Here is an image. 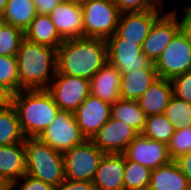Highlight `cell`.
<instances>
[{
    "label": "cell",
    "instance_id": "obj_1",
    "mask_svg": "<svg viewBox=\"0 0 191 190\" xmlns=\"http://www.w3.org/2000/svg\"><path fill=\"white\" fill-rule=\"evenodd\" d=\"M107 63V45L100 38L64 40L57 48V72L90 80Z\"/></svg>",
    "mask_w": 191,
    "mask_h": 190
},
{
    "label": "cell",
    "instance_id": "obj_2",
    "mask_svg": "<svg viewBox=\"0 0 191 190\" xmlns=\"http://www.w3.org/2000/svg\"><path fill=\"white\" fill-rule=\"evenodd\" d=\"M19 91L47 89L57 72V49L24 38L16 53Z\"/></svg>",
    "mask_w": 191,
    "mask_h": 190
},
{
    "label": "cell",
    "instance_id": "obj_3",
    "mask_svg": "<svg viewBox=\"0 0 191 190\" xmlns=\"http://www.w3.org/2000/svg\"><path fill=\"white\" fill-rule=\"evenodd\" d=\"M12 106L26 138L41 136L60 111L46 89L21 90L14 94Z\"/></svg>",
    "mask_w": 191,
    "mask_h": 190
},
{
    "label": "cell",
    "instance_id": "obj_4",
    "mask_svg": "<svg viewBox=\"0 0 191 190\" xmlns=\"http://www.w3.org/2000/svg\"><path fill=\"white\" fill-rule=\"evenodd\" d=\"M26 174L58 187L65 180L63 153L39 138H25Z\"/></svg>",
    "mask_w": 191,
    "mask_h": 190
},
{
    "label": "cell",
    "instance_id": "obj_5",
    "mask_svg": "<svg viewBox=\"0 0 191 190\" xmlns=\"http://www.w3.org/2000/svg\"><path fill=\"white\" fill-rule=\"evenodd\" d=\"M82 11L84 37L106 40L116 33L121 12L111 0H89Z\"/></svg>",
    "mask_w": 191,
    "mask_h": 190
},
{
    "label": "cell",
    "instance_id": "obj_6",
    "mask_svg": "<svg viewBox=\"0 0 191 190\" xmlns=\"http://www.w3.org/2000/svg\"><path fill=\"white\" fill-rule=\"evenodd\" d=\"M104 152L91 140L63 153L65 179L92 182Z\"/></svg>",
    "mask_w": 191,
    "mask_h": 190
},
{
    "label": "cell",
    "instance_id": "obj_7",
    "mask_svg": "<svg viewBox=\"0 0 191 190\" xmlns=\"http://www.w3.org/2000/svg\"><path fill=\"white\" fill-rule=\"evenodd\" d=\"M46 90L61 111L74 113L90 95V80L56 73Z\"/></svg>",
    "mask_w": 191,
    "mask_h": 190
},
{
    "label": "cell",
    "instance_id": "obj_8",
    "mask_svg": "<svg viewBox=\"0 0 191 190\" xmlns=\"http://www.w3.org/2000/svg\"><path fill=\"white\" fill-rule=\"evenodd\" d=\"M38 138L62 153L86 140L81 133L74 113L61 110Z\"/></svg>",
    "mask_w": 191,
    "mask_h": 190
},
{
    "label": "cell",
    "instance_id": "obj_9",
    "mask_svg": "<svg viewBox=\"0 0 191 190\" xmlns=\"http://www.w3.org/2000/svg\"><path fill=\"white\" fill-rule=\"evenodd\" d=\"M154 65L158 77L169 80L191 70V42L181 30Z\"/></svg>",
    "mask_w": 191,
    "mask_h": 190
},
{
    "label": "cell",
    "instance_id": "obj_10",
    "mask_svg": "<svg viewBox=\"0 0 191 190\" xmlns=\"http://www.w3.org/2000/svg\"><path fill=\"white\" fill-rule=\"evenodd\" d=\"M107 62L115 66L121 74L135 69L155 68L154 63L141 50V45L119 38L116 34L105 40Z\"/></svg>",
    "mask_w": 191,
    "mask_h": 190
},
{
    "label": "cell",
    "instance_id": "obj_11",
    "mask_svg": "<svg viewBox=\"0 0 191 190\" xmlns=\"http://www.w3.org/2000/svg\"><path fill=\"white\" fill-rule=\"evenodd\" d=\"M164 11L152 24L148 36L141 45L142 53L155 63L163 50L181 30L176 10Z\"/></svg>",
    "mask_w": 191,
    "mask_h": 190
},
{
    "label": "cell",
    "instance_id": "obj_12",
    "mask_svg": "<svg viewBox=\"0 0 191 190\" xmlns=\"http://www.w3.org/2000/svg\"><path fill=\"white\" fill-rule=\"evenodd\" d=\"M138 134L130 125L110 117L91 141L105 154L124 153Z\"/></svg>",
    "mask_w": 191,
    "mask_h": 190
},
{
    "label": "cell",
    "instance_id": "obj_13",
    "mask_svg": "<svg viewBox=\"0 0 191 190\" xmlns=\"http://www.w3.org/2000/svg\"><path fill=\"white\" fill-rule=\"evenodd\" d=\"M123 154L128 160L137 162L151 170L171 161L167 144L148 139L142 133L135 137Z\"/></svg>",
    "mask_w": 191,
    "mask_h": 190
},
{
    "label": "cell",
    "instance_id": "obj_14",
    "mask_svg": "<svg viewBox=\"0 0 191 190\" xmlns=\"http://www.w3.org/2000/svg\"><path fill=\"white\" fill-rule=\"evenodd\" d=\"M161 6L142 12H123L120 14L116 35L126 41L142 45L154 21L163 13Z\"/></svg>",
    "mask_w": 191,
    "mask_h": 190
},
{
    "label": "cell",
    "instance_id": "obj_15",
    "mask_svg": "<svg viewBox=\"0 0 191 190\" xmlns=\"http://www.w3.org/2000/svg\"><path fill=\"white\" fill-rule=\"evenodd\" d=\"M83 136L91 140L111 117V104L90 94L74 112Z\"/></svg>",
    "mask_w": 191,
    "mask_h": 190
},
{
    "label": "cell",
    "instance_id": "obj_16",
    "mask_svg": "<svg viewBox=\"0 0 191 190\" xmlns=\"http://www.w3.org/2000/svg\"><path fill=\"white\" fill-rule=\"evenodd\" d=\"M26 174L24 143L0 146V182L15 190L20 178Z\"/></svg>",
    "mask_w": 191,
    "mask_h": 190
},
{
    "label": "cell",
    "instance_id": "obj_17",
    "mask_svg": "<svg viewBox=\"0 0 191 190\" xmlns=\"http://www.w3.org/2000/svg\"><path fill=\"white\" fill-rule=\"evenodd\" d=\"M49 17L63 40L84 37L82 6L61 1Z\"/></svg>",
    "mask_w": 191,
    "mask_h": 190
},
{
    "label": "cell",
    "instance_id": "obj_18",
    "mask_svg": "<svg viewBox=\"0 0 191 190\" xmlns=\"http://www.w3.org/2000/svg\"><path fill=\"white\" fill-rule=\"evenodd\" d=\"M126 156L123 153L104 154L92 183L97 190H124Z\"/></svg>",
    "mask_w": 191,
    "mask_h": 190
},
{
    "label": "cell",
    "instance_id": "obj_19",
    "mask_svg": "<svg viewBox=\"0 0 191 190\" xmlns=\"http://www.w3.org/2000/svg\"><path fill=\"white\" fill-rule=\"evenodd\" d=\"M120 83L121 73L107 62L90 79V94L112 105L121 98Z\"/></svg>",
    "mask_w": 191,
    "mask_h": 190
},
{
    "label": "cell",
    "instance_id": "obj_20",
    "mask_svg": "<svg viewBox=\"0 0 191 190\" xmlns=\"http://www.w3.org/2000/svg\"><path fill=\"white\" fill-rule=\"evenodd\" d=\"M158 78L155 68L135 69L121 74V99L137 101Z\"/></svg>",
    "mask_w": 191,
    "mask_h": 190
},
{
    "label": "cell",
    "instance_id": "obj_21",
    "mask_svg": "<svg viewBox=\"0 0 191 190\" xmlns=\"http://www.w3.org/2000/svg\"><path fill=\"white\" fill-rule=\"evenodd\" d=\"M172 96L170 80L158 78L137 102L146 116L157 115L164 113Z\"/></svg>",
    "mask_w": 191,
    "mask_h": 190
},
{
    "label": "cell",
    "instance_id": "obj_22",
    "mask_svg": "<svg viewBox=\"0 0 191 190\" xmlns=\"http://www.w3.org/2000/svg\"><path fill=\"white\" fill-rule=\"evenodd\" d=\"M148 190H191V187L178 163L171 160L151 171Z\"/></svg>",
    "mask_w": 191,
    "mask_h": 190
},
{
    "label": "cell",
    "instance_id": "obj_23",
    "mask_svg": "<svg viewBox=\"0 0 191 190\" xmlns=\"http://www.w3.org/2000/svg\"><path fill=\"white\" fill-rule=\"evenodd\" d=\"M27 40L57 49L64 40L58 34L49 15L37 14L24 31Z\"/></svg>",
    "mask_w": 191,
    "mask_h": 190
},
{
    "label": "cell",
    "instance_id": "obj_24",
    "mask_svg": "<svg viewBox=\"0 0 191 190\" xmlns=\"http://www.w3.org/2000/svg\"><path fill=\"white\" fill-rule=\"evenodd\" d=\"M36 16L33 0H8L0 17L5 23L25 31Z\"/></svg>",
    "mask_w": 191,
    "mask_h": 190
},
{
    "label": "cell",
    "instance_id": "obj_25",
    "mask_svg": "<svg viewBox=\"0 0 191 190\" xmlns=\"http://www.w3.org/2000/svg\"><path fill=\"white\" fill-rule=\"evenodd\" d=\"M111 117L130 125L142 133L146 124V114L137 101L118 99L111 105Z\"/></svg>",
    "mask_w": 191,
    "mask_h": 190
},
{
    "label": "cell",
    "instance_id": "obj_26",
    "mask_svg": "<svg viewBox=\"0 0 191 190\" xmlns=\"http://www.w3.org/2000/svg\"><path fill=\"white\" fill-rule=\"evenodd\" d=\"M25 138L14 107L0 109V146L24 143Z\"/></svg>",
    "mask_w": 191,
    "mask_h": 190
},
{
    "label": "cell",
    "instance_id": "obj_27",
    "mask_svg": "<svg viewBox=\"0 0 191 190\" xmlns=\"http://www.w3.org/2000/svg\"><path fill=\"white\" fill-rule=\"evenodd\" d=\"M174 132L175 128L162 113L147 116L142 134L148 139L168 144Z\"/></svg>",
    "mask_w": 191,
    "mask_h": 190
},
{
    "label": "cell",
    "instance_id": "obj_28",
    "mask_svg": "<svg viewBox=\"0 0 191 190\" xmlns=\"http://www.w3.org/2000/svg\"><path fill=\"white\" fill-rule=\"evenodd\" d=\"M151 169L126 158L124 190H148Z\"/></svg>",
    "mask_w": 191,
    "mask_h": 190
},
{
    "label": "cell",
    "instance_id": "obj_29",
    "mask_svg": "<svg viewBox=\"0 0 191 190\" xmlns=\"http://www.w3.org/2000/svg\"><path fill=\"white\" fill-rule=\"evenodd\" d=\"M164 114L175 130L191 127V103L183 99L172 96Z\"/></svg>",
    "mask_w": 191,
    "mask_h": 190
},
{
    "label": "cell",
    "instance_id": "obj_30",
    "mask_svg": "<svg viewBox=\"0 0 191 190\" xmlns=\"http://www.w3.org/2000/svg\"><path fill=\"white\" fill-rule=\"evenodd\" d=\"M24 38V31L4 23L0 30V56H16Z\"/></svg>",
    "mask_w": 191,
    "mask_h": 190
},
{
    "label": "cell",
    "instance_id": "obj_31",
    "mask_svg": "<svg viewBox=\"0 0 191 190\" xmlns=\"http://www.w3.org/2000/svg\"><path fill=\"white\" fill-rule=\"evenodd\" d=\"M0 84L14 94L19 92V78L16 56H0Z\"/></svg>",
    "mask_w": 191,
    "mask_h": 190
},
{
    "label": "cell",
    "instance_id": "obj_32",
    "mask_svg": "<svg viewBox=\"0 0 191 190\" xmlns=\"http://www.w3.org/2000/svg\"><path fill=\"white\" fill-rule=\"evenodd\" d=\"M167 147L171 160L191 152V127L175 130Z\"/></svg>",
    "mask_w": 191,
    "mask_h": 190
},
{
    "label": "cell",
    "instance_id": "obj_33",
    "mask_svg": "<svg viewBox=\"0 0 191 190\" xmlns=\"http://www.w3.org/2000/svg\"><path fill=\"white\" fill-rule=\"evenodd\" d=\"M174 97L191 103V70L170 79Z\"/></svg>",
    "mask_w": 191,
    "mask_h": 190
},
{
    "label": "cell",
    "instance_id": "obj_34",
    "mask_svg": "<svg viewBox=\"0 0 191 190\" xmlns=\"http://www.w3.org/2000/svg\"><path fill=\"white\" fill-rule=\"evenodd\" d=\"M123 12H142L161 4L157 0H111Z\"/></svg>",
    "mask_w": 191,
    "mask_h": 190
},
{
    "label": "cell",
    "instance_id": "obj_35",
    "mask_svg": "<svg viewBox=\"0 0 191 190\" xmlns=\"http://www.w3.org/2000/svg\"><path fill=\"white\" fill-rule=\"evenodd\" d=\"M18 190H55L56 187L30 175H23Z\"/></svg>",
    "mask_w": 191,
    "mask_h": 190
},
{
    "label": "cell",
    "instance_id": "obj_36",
    "mask_svg": "<svg viewBox=\"0 0 191 190\" xmlns=\"http://www.w3.org/2000/svg\"><path fill=\"white\" fill-rule=\"evenodd\" d=\"M55 190H97L92 182L65 179Z\"/></svg>",
    "mask_w": 191,
    "mask_h": 190
},
{
    "label": "cell",
    "instance_id": "obj_37",
    "mask_svg": "<svg viewBox=\"0 0 191 190\" xmlns=\"http://www.w3.org/2000/svg\"><path fill=\"white\" fill-rule=\"evenodd\" d=\"M37 14L50 15L61 0H33Z\"/></svg>",
    "mask_w": 191,
    "mask_h": 190
},
{
    "label": "cell",
    "instance_id": "obj_38",
    "mask_svg": "<svg viewBox=\"0 0 191 190\" xmlns=\"http://www.w3.org/2000/svg\"><path fill=\"white\" fill-rule=\"evenodd\" d=\"M191 187V152L181 155L175 160Z\"/></svg>",
    "mask_w": 191,
    "mask_h": 190
},
{
    "label": "cell",
    "instance_id": "obj_39",
    "mask_svg": "<svg viewBox=\"0 0 191 190\" xmlns=\"http://www.w3.org/2000/svg\"><path fill=\"white\" fill-rule=\"evenodd\" d=\"M182 11V19L179 20L181 31L191 42V8L187 5V7H184Z\"/></svg>",
    "mask_w": 191,
    "mask_h": 190
},
{
    "label": "cell",
    "instance_id": "obj_40",
    "mask_svg": "<svg viewBox=\"0 0 191 190\" xmlns=\"http://www.w3.org/2000/svg\"><path fill=\"white\" fill-rule=\"evenodd\" d=\"M14 93L6 86L0 84V109H6L13 104Z\"/></svg>",
    "mask_w": 191,
    "mask_h": 190
},
{
    "label": "cell",
    "instance_id": "obj_41",
    "mask_svg": "<svg viewBox=\"0 0 191 190\" xmlns=\"http://www.w3.org/2000/svg\"><path fill=\"white\" fill-rule=\"evenodd\" d=\"M61 1L66 2V3H72V4H75V5H79V6H83L89 0H61Z\"/></svg>",
    "mask_w": 191,
    "mask_h": 190
},
{
    "label": "cell",
    "instance_id": "obj_42",
    "mask_svg": "<svg viewBox=\"0 0 191 190\" xmlns=\"http://www.w3.org/2000/svg\"><path fill=\"white\" fill-rule=\"evenodd\" d=\"M8 0H0V16L3 13Z\"/></svg>",
    "mask_w": 191,
    "mask_h": 190
},
{
    "label": "cell",
    "instance_id": "obj_43",
    "mask_svg": "<svg viewBox=\"0 0 191 190\" xmlns=\"http://www.w3.org/2000/svg\"><path fill=\"white\" fill-rule=\"evenodd\" d=\"M5 22L1 19L0 17V30H1V26L4 24Z\"/></svg>",
    "mask_w": 191,
    "mask_h": 190
},
{
    "label": "cell",
    "instance_id": "obj_44",
    "mask_svg": "<svg viewBox=\"0 0 191 190\" xmlns=\"http://www.w3.org/2000/svg\"><path fill=\"white\" fill-rule=\"evenodd\" d=\"M4 189H5L4 185L0 182V190H4Z\"/></svg>",
    "mask_w": 191,
    "mask_h": 190
},
{
    "label": "cell",
    "instance_id": "obj_45",
    "mask_svg": "<svg viewBox=\"0 0 191 190\" xmlns=\"http://www.w3.org/2000/svg\"><path fill=\"white\" fill-rule=\"evenodd\" d=\"M160 4H161V6L163 5V2H162V0H157Z\"/></svg>",
    "mask_w": 191,
    "mask_h": 190
}]
</instances>
